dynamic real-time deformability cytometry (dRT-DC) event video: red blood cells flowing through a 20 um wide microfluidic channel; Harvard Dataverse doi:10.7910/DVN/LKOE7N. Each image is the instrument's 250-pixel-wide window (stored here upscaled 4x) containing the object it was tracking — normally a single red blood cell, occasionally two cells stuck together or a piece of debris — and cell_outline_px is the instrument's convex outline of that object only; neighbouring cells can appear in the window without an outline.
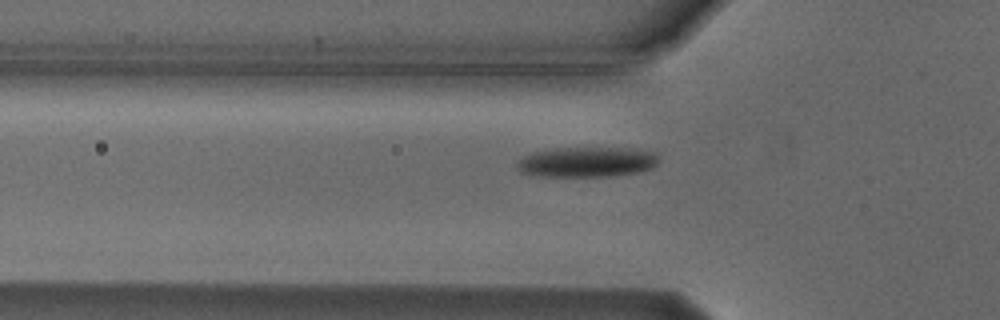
{"species": "Egyptian fruit bat (a non-hibernating species)", "species_latin": "Rousettus aegyptiacus", "temperature_condition": "cold", "stored_images_in_passage": 6, "segment_of_instrument_passage": [2, 2], "camera_frame_rate_fps": 3000, "um_per_image_px": 0.085, "animal": {"sex": "male"}, "frame": {"image": 1, "passage_image": 6, "time_ms": 6.667, "image_size_px": [1000, 320], "cell_outline_px": [[660, 160], [652, 168], [640, 172], [612, 176], [544, 176], [520, 172], [516, 168], [516, 164], [524, 156], [532, 152], [556, 148], [636, 148], [656, 152]], "centroid_in_image_um": [49.94, 13.76], "position_along_channel_um": 75.9, "area_um2": 25.09}}